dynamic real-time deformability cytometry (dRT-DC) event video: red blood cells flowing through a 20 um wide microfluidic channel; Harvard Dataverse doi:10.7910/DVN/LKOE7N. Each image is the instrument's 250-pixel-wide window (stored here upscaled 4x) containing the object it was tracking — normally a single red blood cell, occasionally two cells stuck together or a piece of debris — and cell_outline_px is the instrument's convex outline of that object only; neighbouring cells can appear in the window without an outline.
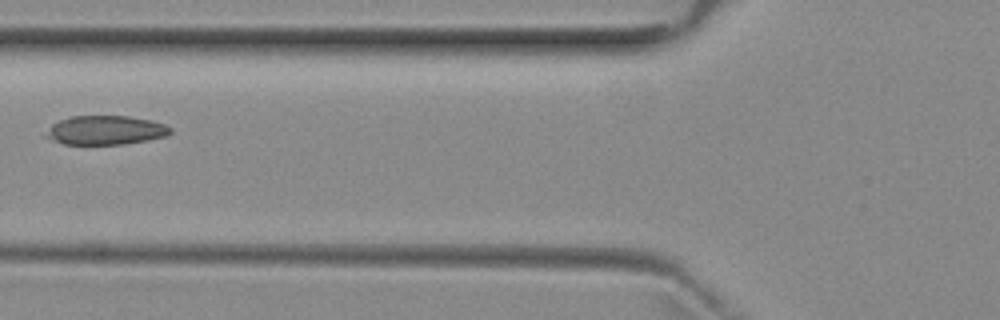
{"species": "common noctule bat (a hibernating species)", "species_latin": "Nyctalus noctula", "temperature_condition": "room temperature", "stored_images_in_passage": 6, "camera_frame_rate_fps": 3000, "um_per_image_px": 0.085, "animal": {"sex": "female", "body_mass_g": 29.2, "forearm_length_mm": 56.3}, "frame": {"image": 1, "passage_image": 6, "time_ms": 5.667, "image_size_px": [1000, 320], "cell_outline_px": [[172, 132], [168, 136], [148, 140], [124, 144], [64, 144], [52, 140], [44, 136], [52, 124], [68, 116], [128, 116], [152, 120], [164, 124], [172, 128]], "centroid_in_image_um": [9.0, 11.06], "position_along_channel_um": 116.8, "area_um2": 21.15}}